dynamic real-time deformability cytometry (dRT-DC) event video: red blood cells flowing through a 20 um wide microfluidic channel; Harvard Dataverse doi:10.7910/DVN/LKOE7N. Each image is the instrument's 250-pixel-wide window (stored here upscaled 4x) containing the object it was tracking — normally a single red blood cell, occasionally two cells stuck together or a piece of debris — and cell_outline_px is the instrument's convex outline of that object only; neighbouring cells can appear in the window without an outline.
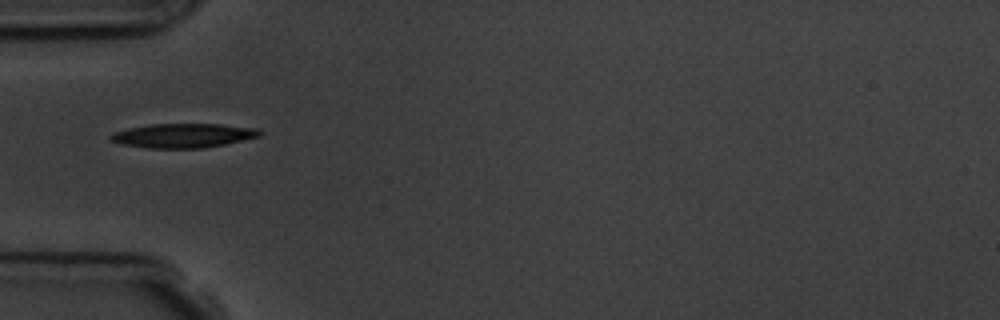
{"species": "common noctule bat (a hibernating species)", "species_latin": "Nyctalus noctula", "temperature_condition": "room temperature", "stored_images_in_passage": 4, "camera_frame_rate_fps": 3000, "um_per_image_px": 0.085, "animal": {"sex": "male", "body_mass_g": 19.5, "forearm_length_mm": 54.6}, "frame": {"image": 1, "passage_image": 1, "time_ms": 0.0, "image_size_px": [1000, 320], "cell_outline_px": [[260, 136], [224, 144], [204, 148], [148, 148], [120, 144], [112, 140], [108, 136], [112, 132], [128, 128], [152, 124], [220, 124], [260, 128]], "centroid_in_image_um": [15.55, 11.52], "position_along_channel_um": 69.5, "area_um2": 21.04}}
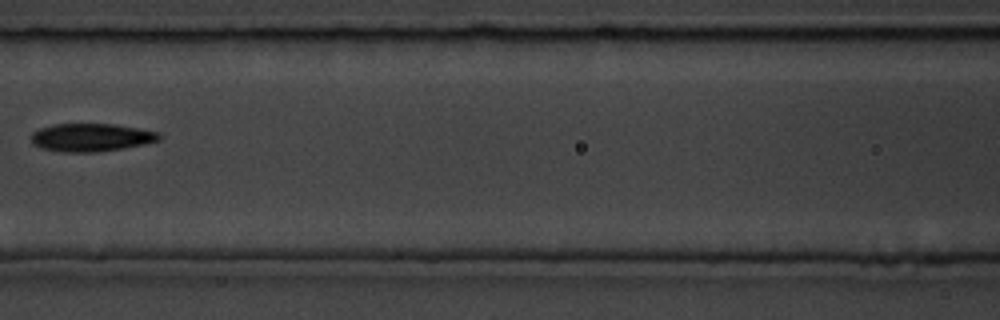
{"frame": {"image": 2, "passage_image": 3, "time_ms": 2.333, "image_size_px": [1000, 320], "cell_outline_px": [[160, 140], [124, 148], [96, 152], [64, 152], [44, 148], [32, 144], [32, 132], [40, 128], [52, 124], [116, 124], [160, 132]], "centroid_in_image_um": [7.76, 11.67], "position_along_channel_um": 158.8, "area_um2": 20.81}}